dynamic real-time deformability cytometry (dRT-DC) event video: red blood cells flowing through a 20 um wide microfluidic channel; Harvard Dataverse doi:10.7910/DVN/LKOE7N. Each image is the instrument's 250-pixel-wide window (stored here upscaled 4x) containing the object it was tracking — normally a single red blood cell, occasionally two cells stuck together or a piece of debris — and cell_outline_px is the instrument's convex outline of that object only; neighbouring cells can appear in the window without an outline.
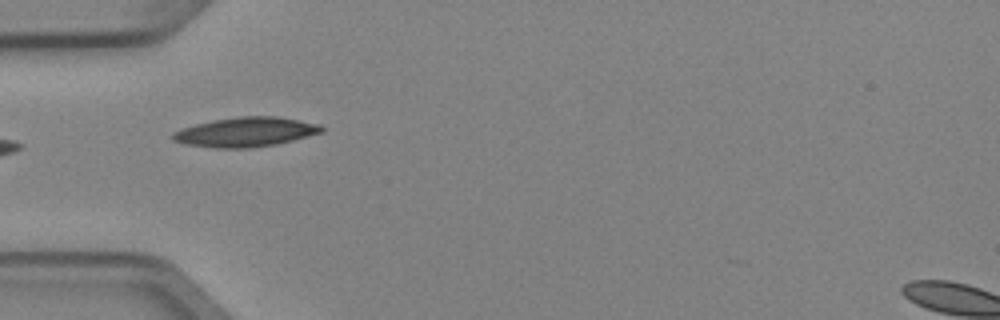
{"species": "Egyptian fruit bat (a non-hibernating species)", "species_latin": "Rousettus aegyptiacus", "temperature_condition": "cold", "stored_images_in_passage": 5, "camera_frame_rate_fps": 3000, "um_per_image_px": 0.085, "animal": {"sex": "female"}, "frame": {"image": 1, "passage_image": 2, "time_ms": 0.333, "image_size_px": [1000, 320], "cell_outline_px": [[324, 132], [276, 144], [248, 148], [216, 148], [184, 144], [172, 140], [172, 132], [180, 128], [212, 120], [236, 116], [276, 116], [320, 124], [324, 128]], "centroid_in_image_um": [20.85, 11.22], "position_along_channel_um": 64.1, "area_um2": 25.72}}
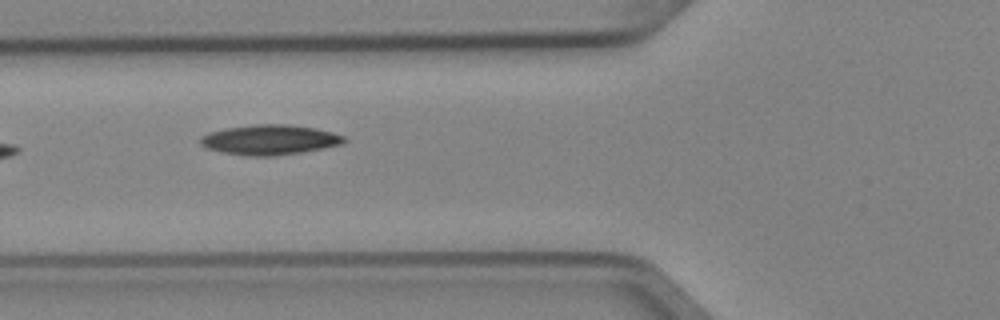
{"frame": {"image": 2, "passage_image": 3, "time_ms": 0.667, "image_size_px": [1000, 320], "cell_outline_px": [[348, 140], [344, 144], [324, 148], [300, 152], [272, 156], [244, 156], [220, 152], [208, 148], [200, 144], [200, 140], [208, 132], [224, 128], [256, 124], [288, 124], [312, 128], [332, 132], [344, 136]], "centroid_in_image_um": [22.93, 11.88], "position_along_channel_um": 102.9, "area_um2": 25.14}}
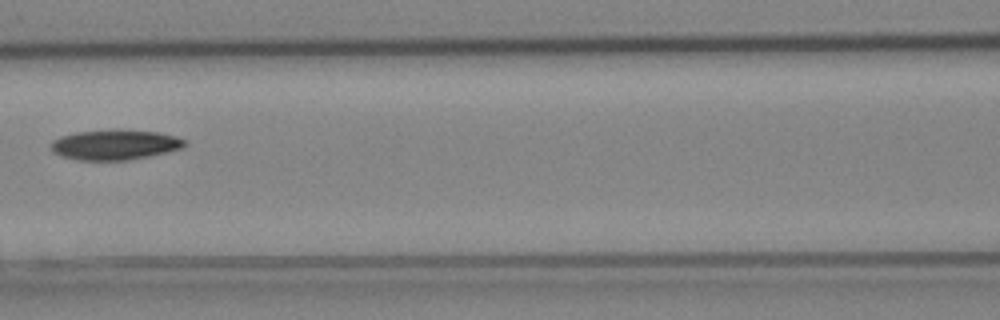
{"frame": {"image": 3, "passage_image": 4, "time_ms": 1.0, "image_size_px": [1000, 320], "cell_outline_px": [[188, 144], [184, 148], [168, 152], [128, 160], [76, 160], [52, 152], [52, 140], [60, 136], [76, 132], [112, 128], [116, 128], [160, 132], [176, 136], [184, 140]], "centroid_in_image_um": [9.8, 12.28], "position_along_channel_um": 156.8, "area_um2": 23.93}}